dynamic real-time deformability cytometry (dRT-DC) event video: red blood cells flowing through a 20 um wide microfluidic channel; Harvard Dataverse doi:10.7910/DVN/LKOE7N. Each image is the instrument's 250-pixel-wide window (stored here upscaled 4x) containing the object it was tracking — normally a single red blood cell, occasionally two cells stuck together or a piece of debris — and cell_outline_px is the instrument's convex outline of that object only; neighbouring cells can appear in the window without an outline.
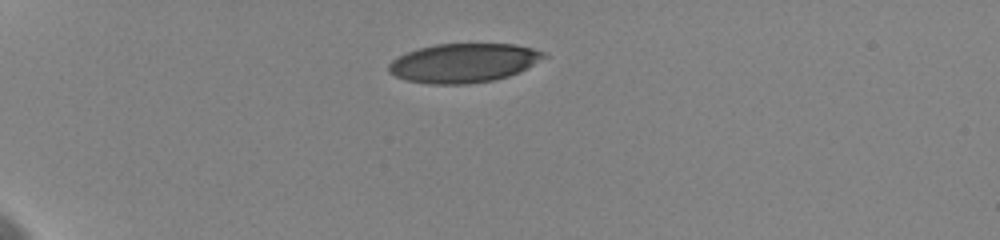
{"species": "human", "species_latin": "Homo sapiens", "temperature_condition": "cold", "stored_images_in_passage": 4, "camera_frame_rate_fps": 3000, "um_per_image_px": 0.085, "donor": {"sex": "female"}, "frame": {"image": 1, "passage_image": 1, "time_ms": 0.0, "image_size_px": [1000, 240], "cell_outline_px": [[548, 56], [528, 68], [520, 72], [508, 76], [492, 80], [468, 84], [428, 84], [404, 80], [388, 72], [388, 64], [392, 60], [408, 52], [420, 48], [436, 44], [516, 44], [532, 48], [544, 52]], "centroid_in_image_um": [39.42, 5.36], "position_along_channel_um": 45.6, "area_um2": 35.37}}